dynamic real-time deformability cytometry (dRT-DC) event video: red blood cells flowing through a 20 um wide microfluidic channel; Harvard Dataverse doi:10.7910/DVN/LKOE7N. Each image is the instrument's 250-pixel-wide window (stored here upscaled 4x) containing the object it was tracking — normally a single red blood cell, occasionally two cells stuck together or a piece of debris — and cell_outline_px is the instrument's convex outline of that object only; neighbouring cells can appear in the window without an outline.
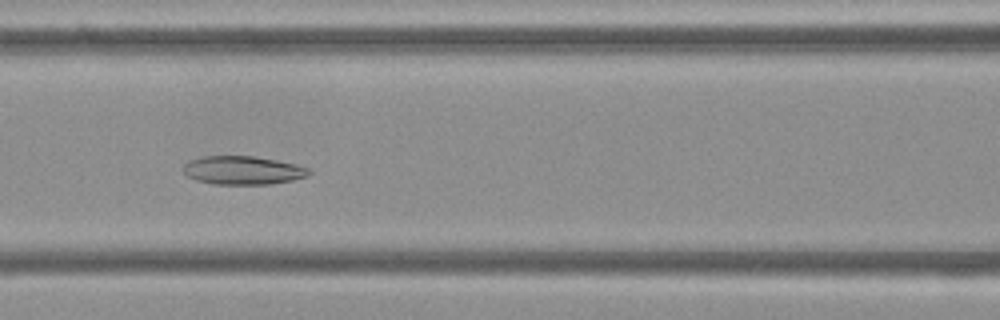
{"species": "Egyptian fruit bat (a non-hibernating species)", "species_latin": "Rousettus aegyptiacus", "temperature_condition": "cold", "stored_images_in_passage": 54, "camera_frame_rate_fps": 3000, "um_per_image_px": 0.085, "frame": {"image": 1, "passage_image": 23, "time_ms": 7.333, "image_size_px": [1000, 320], "cell_outline_px": [[312, 172], [308, 176], [292, 180], [268, 184], [212, 184], [196, 180], [188, 176], [184, 172], [184, 164], [188, 160], [204, 156], [252, 156], [276, 160], [296, 164], [308, 168]], "centroid_in_image_um": [20.64, 14.47], "position_along_channel_um": 146.0, "area_um2": 20.81}}
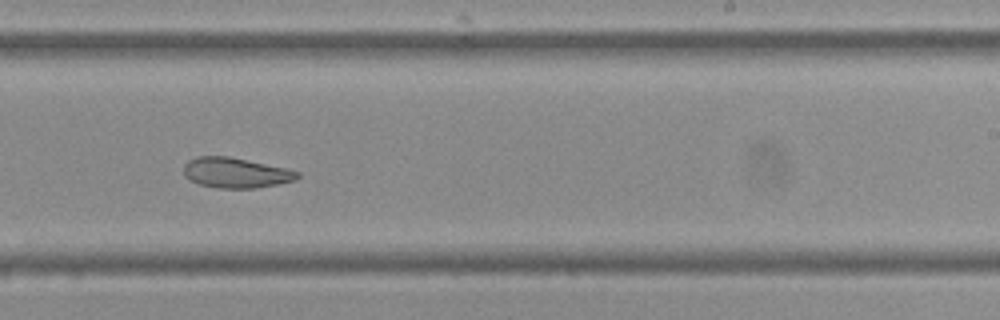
{"frame": {"image": 2, "passage_image": 33, "time_ms": 10.667, "image_size_px": [1000, 320], "cell_outline_px": [[300, 176], [296, 180], [256, 188], [220, 188], [200, 184], [184, 176], [184, 164], [188, 160], [196, 156], [228, 156], [284, 168], [300, 172]], "centroid_in_image_um": [20.02, 14.68], "position_along_channel_um": 269.0, "area_um2": 19.83}}
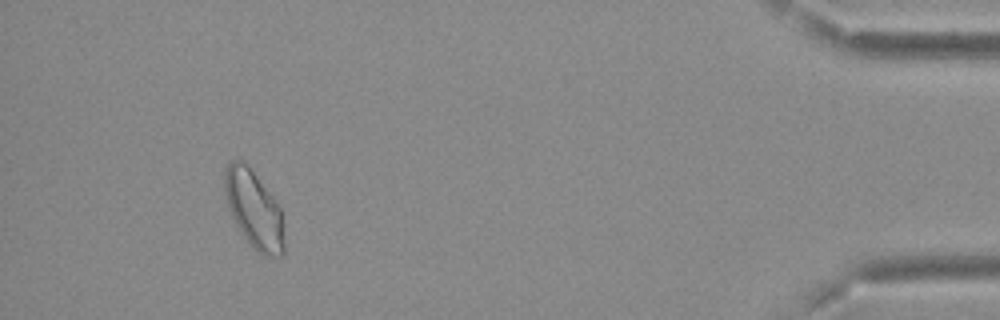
{"frame": {"image": 3, "passage_image": 50, "time_ms": 16.333, "image_size_px": [1000, 320], "cell_outline_px": [[284, 252], [280, 256], [264, 256], [256, 252], [252, 248], [240, 232], [228, 208], [224, 192], [224, 172], [228, 164], [232, 160], [240, 160], [252, 172], [272, 196], [280, 208], [284, 224]], "centroid_in_image_um": [21.59, 17.87], "position_along_channel_um": 413.6, "area_um2": 26.82}, "authors_computed_cell_mechanics": {"area_um2": 24.4783, "velocity_mm_per_s": 3.6961, "shape_relaxation_time_tau1_ms": null, "shape_relaxation_time_tau2_ms": 4.5783, "deformation_change_tau1": null, "deformation_change_tau2": 0.1032}}